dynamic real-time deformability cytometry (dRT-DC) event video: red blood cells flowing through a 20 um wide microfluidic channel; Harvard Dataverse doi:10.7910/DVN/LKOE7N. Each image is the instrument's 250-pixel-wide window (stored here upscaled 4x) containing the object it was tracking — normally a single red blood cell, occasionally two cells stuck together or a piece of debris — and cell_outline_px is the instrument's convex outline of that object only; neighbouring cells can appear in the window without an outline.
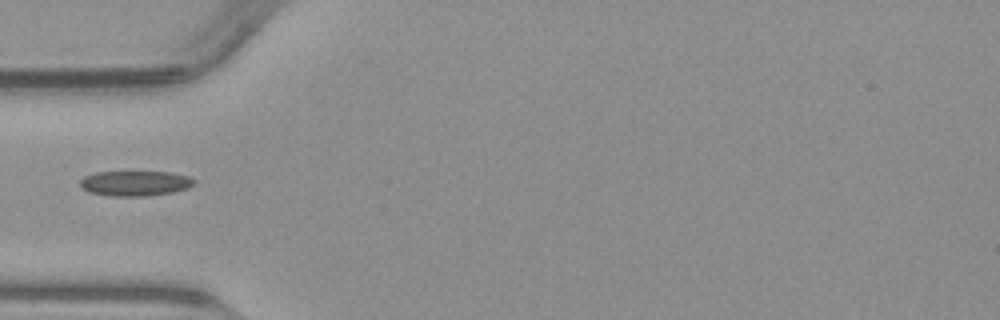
{"species": "common noctule bat (a hibernating species)", "species_latin": "Nyctalus noctula", "temperature_condition": "warm", "stored_images_in_passage": 35, "camera_frame_rate_fps": 3000, "um_per_image_px": 0.085, "animal": {"sex": "male", "body_mass_g": 23.1, "forearm_length_mm": 52.7}, "frame": {"image": 1, "passage_image": 1, "time_ms": 0.0, "image_size_px": [1000, 320], "cell_outline_px": [[196, 180], [188, 188], [172, 192], [144, 196], [108, 196], [88, 192], [80, 188], [80, 180], [84, 176], [96, 172], [172, 172], [188, 176]], "centroid_in_image_um": [11.44, 15.58], "position_along_channel_um": 73.6, "area_um2": 16.76}}
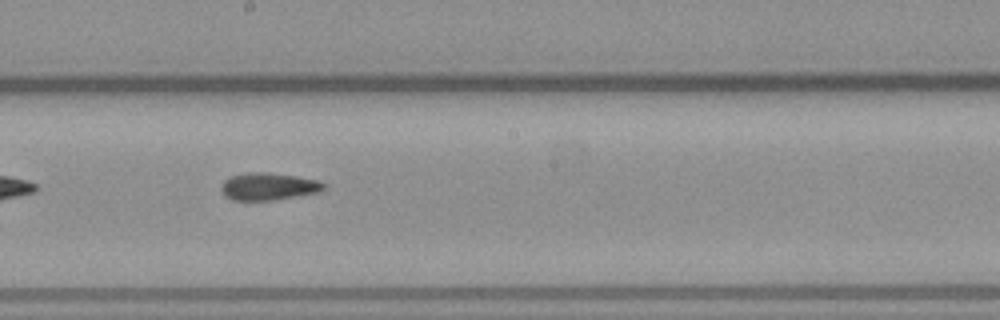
{"frame": {"image": 2, "passage_image": 12, "time_ms": 3.667, "image_size_px": [1000, 320], "cell_outline_px": [[328, 184], [324, 188], [316, 192], [272, 200], [232, 200], [224, 196], [220, 188], [224, 180], [232, 176], [248, 172], [268, 172], [296, 176], [320, 180]], "centroid_in_image_um": [22.8, 15.84], "position_along_channel_um": 225.4, "area_um2": 16.3}}
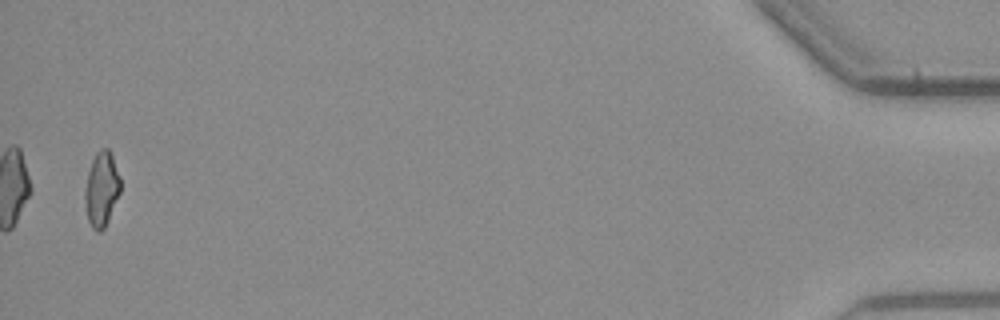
{"frame": {"image": 3, "passage_image": 34, "time_ms": 11.0, "image_size_px": [1000, 320], "cell_outline_px": [[120, 192], [104, 228], [100, 232], [96, 232], [92, 228], [88, 220], [84, 200], [84, 192], [88, 172], [92, 160], [96, 152], [100, 148], [108, 148], [112, 156], [120, 176]], "centroid_in_image_um": [8.62, 16.07], "position_along_channel_um": 426.6, "area_um2": 15.37}}